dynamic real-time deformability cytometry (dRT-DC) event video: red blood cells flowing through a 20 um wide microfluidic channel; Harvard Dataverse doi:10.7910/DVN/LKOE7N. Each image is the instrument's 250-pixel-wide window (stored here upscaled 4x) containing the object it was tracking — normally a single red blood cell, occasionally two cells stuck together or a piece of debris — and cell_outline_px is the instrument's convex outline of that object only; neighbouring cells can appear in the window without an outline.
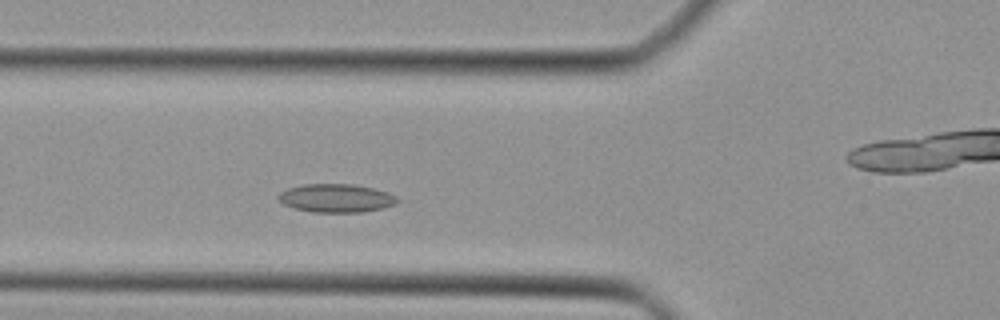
{"species": "Egyptian fruit bat (a non-hibernating species)", "species_latin": "Rousettus aegyptiacus", "temperature_condition": "cold", "stored_images_in_passage": 28, "camera_frame_rate_fps": 3000, "um_per_image_px": 0.085, "animal": {"sex": "female"}, "frame": {"image": 1, "passage_image": 6, "time_ms": 1.667, "image_size_px": [1000, 320], "cell_outline_px": [[400, 200], [396, 204], [384, 208], [360, 212], [312, 212], [292, 208], [276, 200], [276, 196], [280, 192], [288, 188], [304, 184], [352, 184], [372, 188], [388, 192], [396, 196]], "centroid_in_image_um": [28.55, 16.84], "position_along_channel_um": 97.3, "area_um2": 19.88}}
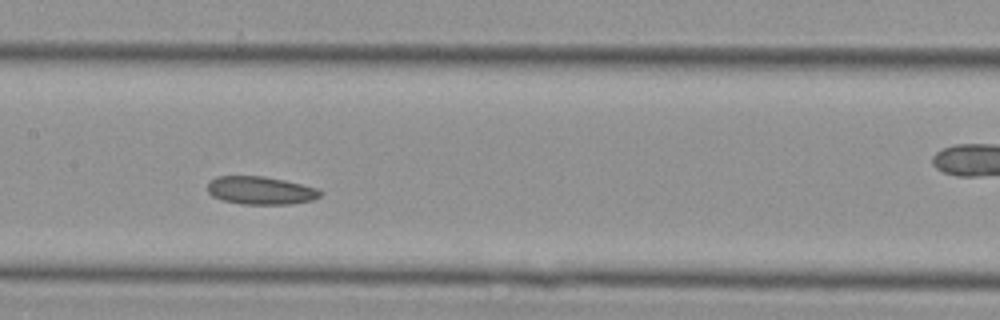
{"frame": {"image": 2, "passage_image": 12, "time_ms": 3.667, "image_size_px": [1000, 320], "cell_outline_px": [[324, 192], [320, 196], [312, 200], [292, 204], [240, 204], [220, 200], [212, 196], [208, 192], [208, 180], [216, 176], [264, 176], [284, 180], [316, 188]], "centroid_in_image_um": [22.11, 16.19], "position_along_channel_um": 185.3, "area_um2": 18.55}}
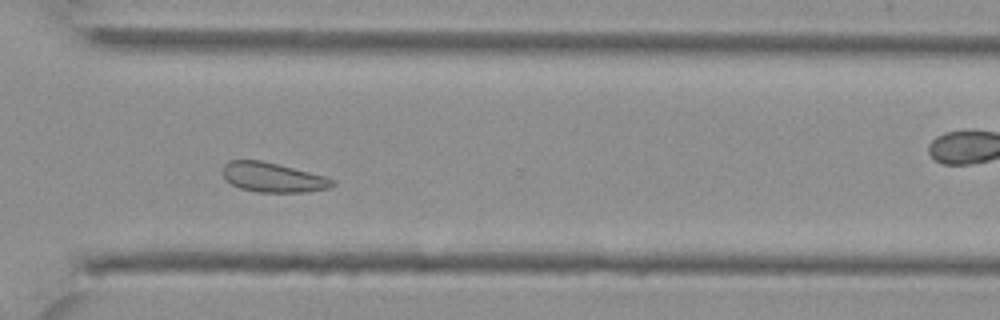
{"frame": {"image": 3, "passage_image": 23, "time_ms": 7.333, "image_size_px": [1000, 320], "cell_outline_px": [[336, 184], [328, 188], [308, 192], [256, 192], [240, 188], [232, 184], [224, 176], [224, 164], [228, 160], [260, 160], [324, 176], [336, 180]], "centroid_in_image_um": [23.21, 15.09], "position_along_channel_um": 347.4, "area_um2": 18.67}}